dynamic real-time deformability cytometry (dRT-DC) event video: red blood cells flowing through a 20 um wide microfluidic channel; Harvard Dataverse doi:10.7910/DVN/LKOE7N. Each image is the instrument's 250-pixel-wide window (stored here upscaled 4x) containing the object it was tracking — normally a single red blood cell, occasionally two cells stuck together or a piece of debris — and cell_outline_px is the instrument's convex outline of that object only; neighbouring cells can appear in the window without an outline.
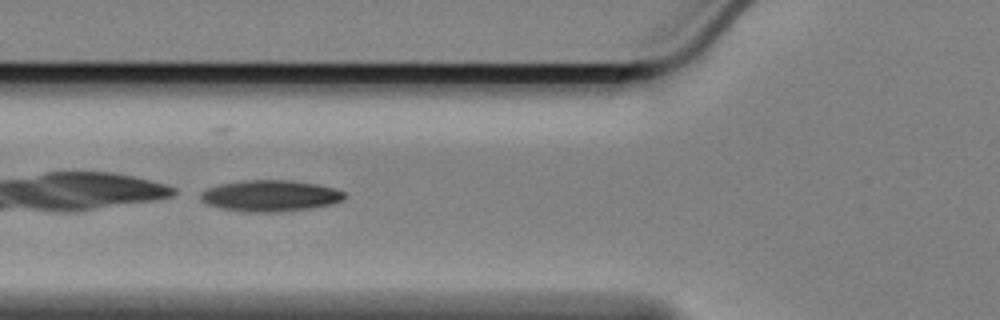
{"species": "Egyptian fruit bat (a non-hibernating species)", "species_latin": "Rousettus aegyptiacus", "temperature_condition": "cold", "stored_images_in_passage": 38, "camera_frame_rate_fps": 3000, "um_per_image_px": 0.085, "animal": {"sex": "female"}, "frame": {"image": 1, "passage_image": 14, "time_ms": 4.333, "image_size_px": [1000, 320], "cell_outline_px": [[348, 196], [344, 200], [332, 204], [312, 208], [276, 212], [240, 212], [220, 208], [208, 204], [200, 196], [208, 188], [220, 184], [244, 180], [288, 180], [316, 184], [332, 188], [344, 192]], "centroid_in_image_um": [23.02, 16.65], "position_along_channel_um": 102.8, "area_um2": 26.13}}
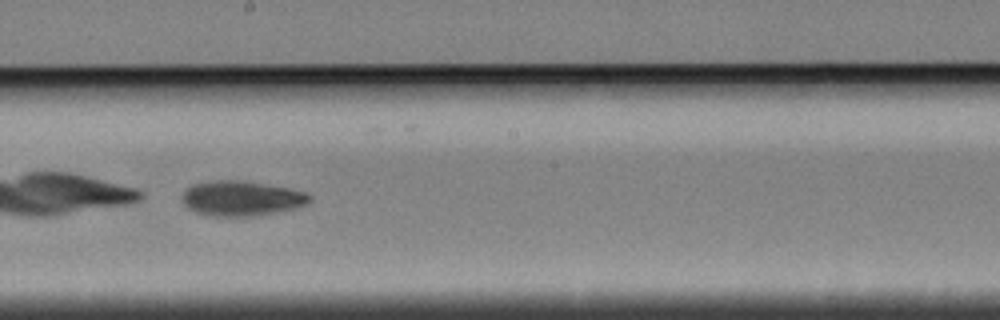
{"frame": {"image": 2, "passage_image": 25, "time_ms": 8.0, "image_size_px": [1000, 320], "cell_outline_px": [[312, 200], [304, 204], [292, 208], [276, 212], [252, 216], [208, 216], [196, 212], [188, 208], [184, 204], [180, 196], [192, 184], [216, 180], [236, 180], [288, 188], [304, 192], [312, 196]], "centroid_in_image_um": [20.47, 16.87], "position_along_channel_um": 227.7, "area_um2": 25.66}}
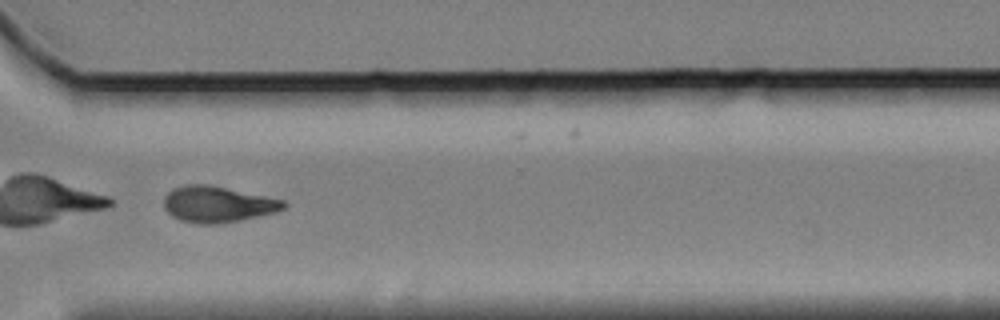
{"frame": {"image": 3, "passage_image": 36, "time_ms": 11.667, "image_size_px": [1000, 320], "cell_outline_px": [[288, 204], [284, 208], [276, 212], [240, 220], [220, 224], [200, 224], [180, 220], [172, 216], [164, 208], [164, 196], [172, 188], [184, 184], [208, 184], [284, 200]], "centroid_in_image_um": [18.47, 17.36], "position_along_channel_um": 352.1, "area_um2": 25.26}}